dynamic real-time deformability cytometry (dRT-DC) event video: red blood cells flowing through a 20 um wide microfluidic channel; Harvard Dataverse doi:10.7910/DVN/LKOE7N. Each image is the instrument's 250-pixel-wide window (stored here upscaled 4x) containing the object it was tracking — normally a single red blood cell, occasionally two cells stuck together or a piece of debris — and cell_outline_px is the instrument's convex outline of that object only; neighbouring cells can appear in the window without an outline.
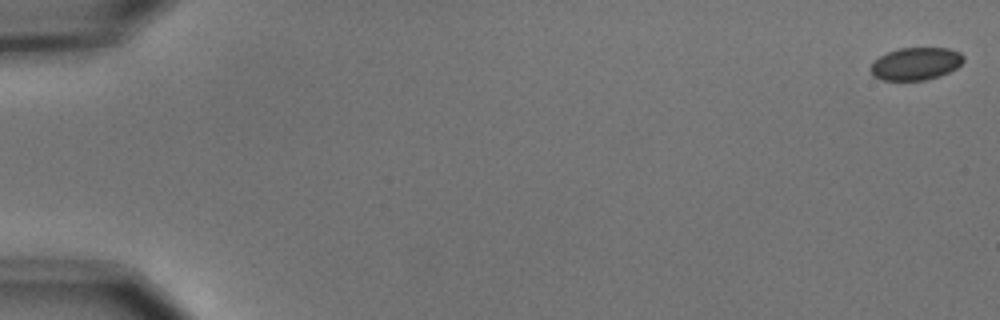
{"species": "common noctule bat (a hibernating species)", "species_latin": "Nyctalus noctula", "temperature_condition": "cold", "stored_images_in_passage": 4, "camera_frame_rate_fps": 3000, "um_per_image_px": 0.085, "animal": {"sex": "male", "body_mass_g": 15.6}, "frame": {"image": 1, "passage_image": 1, "time_ms": 0.0, "image_size_px": [1000, 320], "cell_outline_px": [[964, 60], [956, 68], [940, 76], [924, 80], [884, 80], [876, 76], [872, 72], [872, 64], [880, 56], [888, 52], [900, 48], [948, 48], [960, 52], [964, 56]], "centroid_in_image_um": [77.89, 5.41], "position_along_channel_um": 7.1, "area_um2": 17.34}}